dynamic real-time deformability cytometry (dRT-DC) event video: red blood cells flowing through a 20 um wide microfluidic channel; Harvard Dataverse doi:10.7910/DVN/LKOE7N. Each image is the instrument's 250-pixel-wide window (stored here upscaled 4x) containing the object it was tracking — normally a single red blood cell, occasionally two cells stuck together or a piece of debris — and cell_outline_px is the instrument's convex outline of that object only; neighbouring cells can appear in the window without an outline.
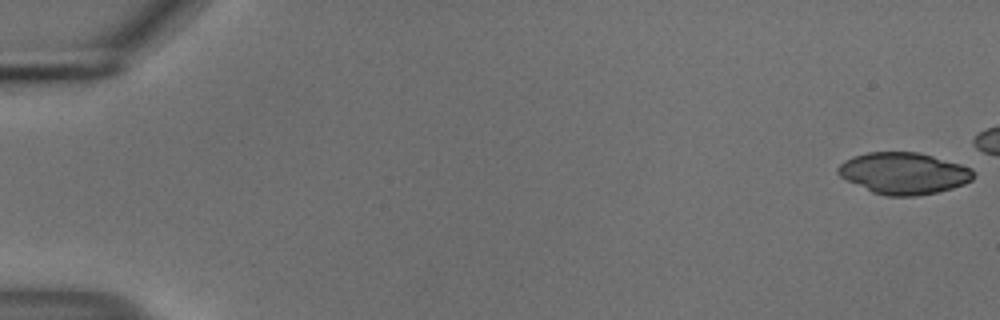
{"species": "common noctule bat (a hibernating species)", "species_latin": "Nyctalus noctula", "temperature_condition": "cold", "stored_images_in_passage": 48, "camera_frame_rate_fps": 3000, "um_per_image_px": 0.085, "animal": {"sex": "male", "body_mass_g": 18.8}, "frame": {"image": 1, "passage_image": 1, "time_ms": 0.0, "image_size_px": [1000, 320], "cell_outline_px": [[972, 180], [964, 184], [952, 188], [936, 192], [916, 196], [884, 196], [872, 192], [840, 176], [836, 172], [836, 168], [844, 160], [852, 156], [868, 152], [916, 152], [932, 156], [960, 164], [972, 168]], "centroid_in_image_um": [76.78, 14.73], "position_along_channel_um": 8.2, "area_um2": 32.66}}